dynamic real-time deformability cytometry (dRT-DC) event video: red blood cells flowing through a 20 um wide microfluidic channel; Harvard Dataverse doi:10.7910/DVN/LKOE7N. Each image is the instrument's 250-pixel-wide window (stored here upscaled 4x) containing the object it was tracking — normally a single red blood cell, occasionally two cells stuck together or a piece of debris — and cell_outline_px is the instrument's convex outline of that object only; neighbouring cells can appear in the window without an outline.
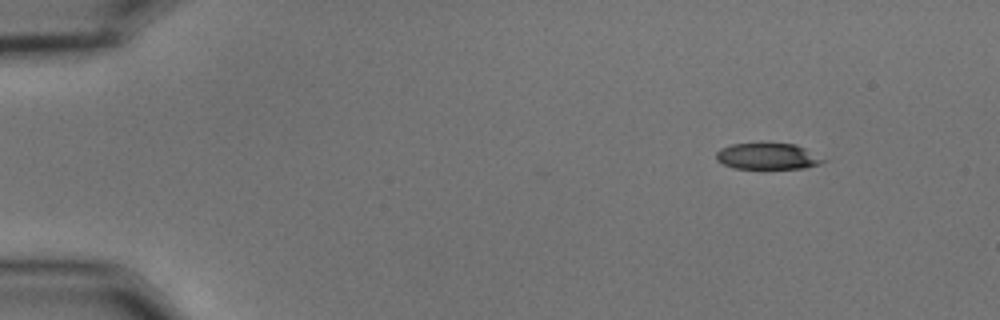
{"species": "common noctule bat (a hibernating species)", "species_latin": "Nyctalus noctula", "temperature_condition": "cold", "stored_images_in_passage": 51, "camera_frame_rate_fps": 3000, "um_per_image_px": 0.085, "animal": {"sex": "male", "body_mass_g": 15.6}, "frame": {"image": 1, "passage_image": 2, "time_ms": 0.333, "image_size_px": [1000, 320], "cell_outline_px": [[828, 160], [820, 164], [804, 168], [732, 168], [716, 160], [716, 152], [720, 148], [732, 144], [764, 140], [796, 144]], "centroid_in_image_um": [65.23, 13.23], "position_along_channel_um": 19.8, "area_um2": 17.11}}
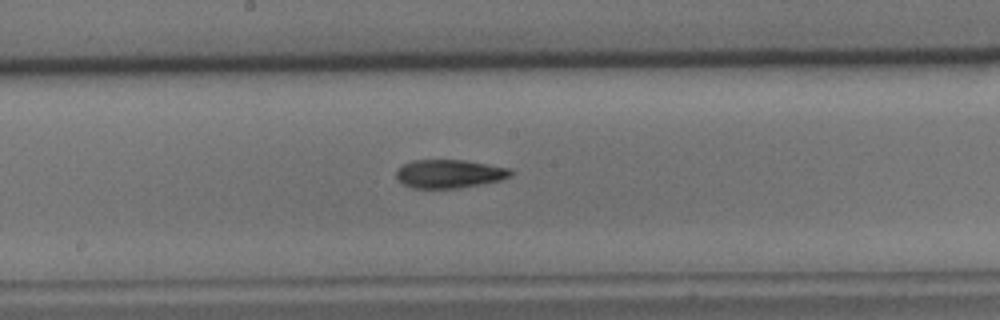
{"frame": {"image": 2, "passage_image": 26, "time_ms": 8.333, "image_size_px": [1000, 320], "cell_outline_px": [[512, 172], [508, 176], [500, 180], [460, 188], [412, 188], [396, 180], [396, 168], [412, 160], [464, 160], [512, 168]], "centroid_in_image_um": [38.15, 14.77], "position_along_channel_um": 210.1, "area_um2": 19.02}}
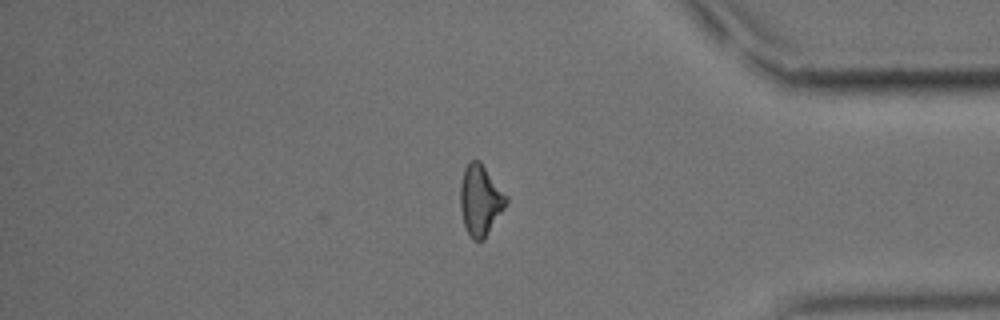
{"frame": {"image": 3, "passage_image": 43, "time_ms": 14.0, "image_size_px": [1000, 320], "cell_outline_px": [[508, 200], [504, 208], [484, 240], [472, 240], [464, 224], [460, 208], [460, 184], [464, 168], [468, 160], [480, 160], [508, 196]], "centroid_in_image_um": [40.82, 16.98], "position_along_channel_um": 394.4, "area_um2": 19.02}, "authors_computed_cell_mechanics": {"area_um2": 18.7272, "velocity_mm_per_s": 3.6199, "shape_relaxation_time_tau1_ms": 9.1906, "shape_relaxation_time_tau2_ms": 4.7804, "deformation_change_tau1": 0.2014, "deformation_change_tau2": 0.1424}}